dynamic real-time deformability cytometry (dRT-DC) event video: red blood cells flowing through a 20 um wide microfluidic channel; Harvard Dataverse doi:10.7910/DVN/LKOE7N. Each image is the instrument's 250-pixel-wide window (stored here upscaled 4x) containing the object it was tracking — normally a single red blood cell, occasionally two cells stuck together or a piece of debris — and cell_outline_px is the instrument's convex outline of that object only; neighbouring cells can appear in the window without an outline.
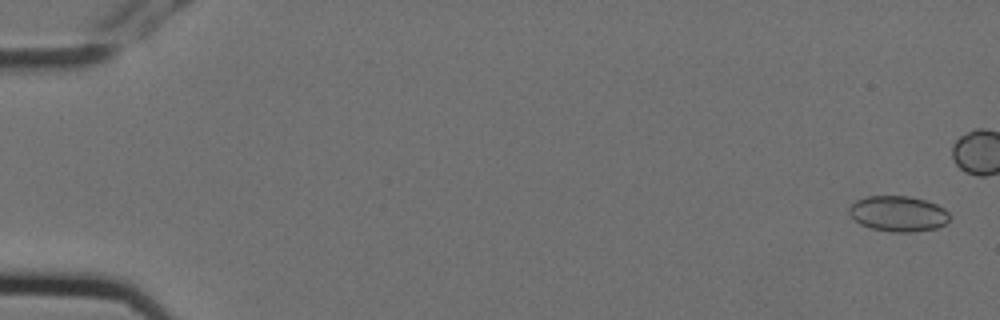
{"species": "Egyptian fruit bat (a non-hibernating species)", "species_latin": "Rousettus aegyptiacus", "temperature_condition": "cold", "stored_images_in_passage": 10, "camera_frame_rate_fps": 3000, "um_per_image_px": 0.085, "animal": {"sex": "female"}, "frame": {"image": 1, "passage_image": 1, "time_ms": 0.0, "image_size_px": [1000, 320], "cell_outline_px": [[948, 220], [944, 224], [936, 228], [912, 232], [892, 232], [872, 228], [860, 224], [848, 212], [848, 208], [856, 200], [868, 196], [908, 196], [924, 200], [936, 204], [944, 208], [948, 212]], "centroid_in_image_um": [76.33, 18.16], "position_along_channel_um": 8.7, "area_um2": 20.63}}
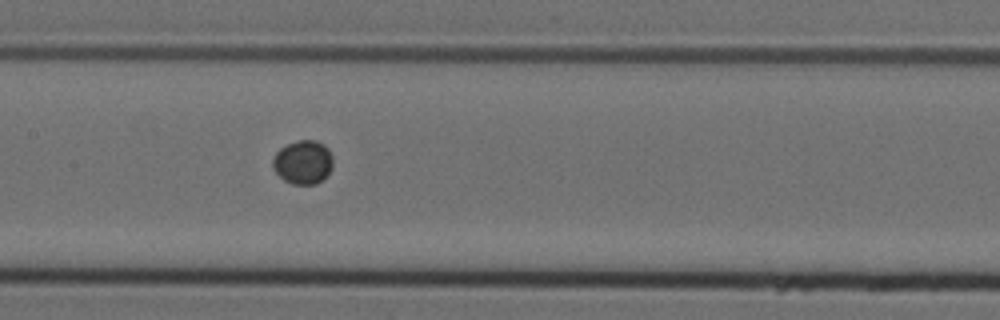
{"frame": {"image": 2, "passage_image": 9, "time_ms": 2.667, "image_size_px": [1000, 320], "cell_outline_px": [[332, 168], [316, 184], [292, 184], [284, 180], [272, 168], [272, 160], [276, 152], [280, 148], [296, 140], [316, 140], [324, 144], [328, 148], [332, 156]], "centroid_in_image_um": [25.74, 13.77], "position_along_channel_um": 181.7, "area_um2": 15.32}}